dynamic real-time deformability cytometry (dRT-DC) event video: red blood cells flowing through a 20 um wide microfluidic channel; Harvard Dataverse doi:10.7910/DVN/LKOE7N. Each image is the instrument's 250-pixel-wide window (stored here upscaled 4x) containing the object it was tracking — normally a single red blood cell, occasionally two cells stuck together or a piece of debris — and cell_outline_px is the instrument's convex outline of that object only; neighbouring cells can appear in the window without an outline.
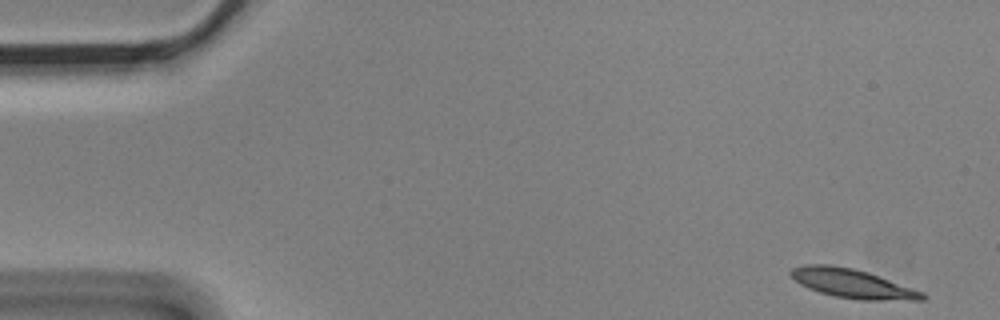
{"species": "Egyptian fruit bat (a non-hibernating species)", "species_latin": "Rousettus aegyptiacus", "temperature_condition": "cold", "stored_images_in_passage": 4, "camera_frame_rate_fps": 3000, "um_per_image_px": 0.085, "animal": {"sex": "male"}, "frame": {"image": 1, "passage_image": 1, "time_ms": 0.0, "image_size_px": [1000, 320], "cell_outline_px": [[928, 296], [924, 300], [860, 300], [832, 296], [808, 288], [800, 284], [788, 272], [792, 268], [804, 264], [828, 264], [852, 268], [868, 272], [924, 292]], "centroid_in_image_um": [72.46, 24.1], "position_along_channel_um": 12.5, "area_um2": 22.31}}
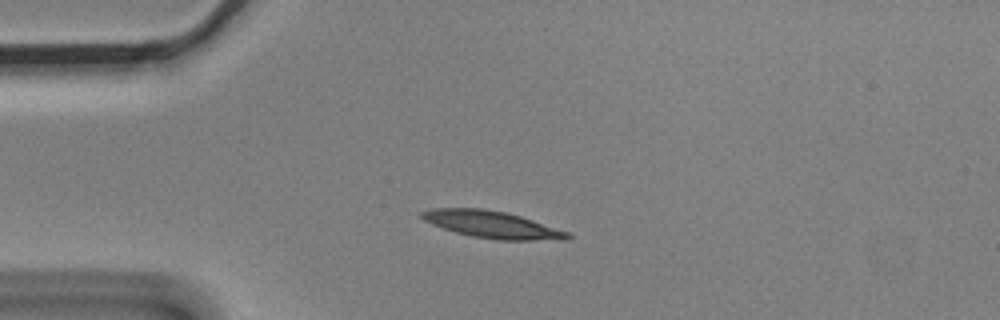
{"frame": {"image": 2, "passage_image": 4, "time_ms": 1.0, "image_size_px": [1000, 320], "cell_outline_px": [[572, 236], [568, 240], [496, 240], [472, 236], [456, 232], [432, 224], [424, 220], [420, 216], [420, 212], [432, 208], [480, 208], [504, 212], [520, 216], [568, 232]], "centroid_in_image_um": [41.82, 19.09], "position_along_channel_um": 43.2, "area_um2": 22.77}}